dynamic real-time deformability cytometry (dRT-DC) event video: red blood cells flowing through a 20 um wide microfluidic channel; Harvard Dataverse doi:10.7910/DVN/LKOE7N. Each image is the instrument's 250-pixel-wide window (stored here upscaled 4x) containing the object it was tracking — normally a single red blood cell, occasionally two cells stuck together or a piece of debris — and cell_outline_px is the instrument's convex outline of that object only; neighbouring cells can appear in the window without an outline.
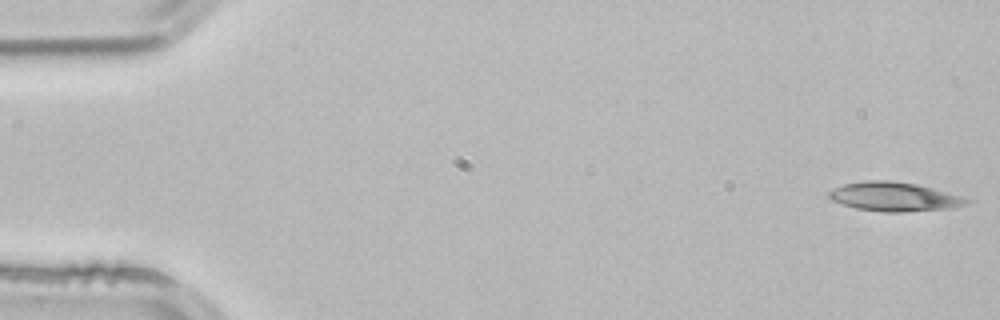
{"species": "common noctule bat (a hibernating species)", "species_latin": "Nyctalus noctula", "temperature_condition": "room temperature", "stored_images_in_passage": 4, "camera_frame_rate_fps": 3000, "um_per_image_px": 0.085, "animal": {"sex": "male", "body_mass_g": 21.5, "forearm_length_mm": 52.0}, "frame": {"image": 1, "passage_image": 1, "time_ms": 0.0, "image_size_px": [1000, 320], "cell_outline_px": [[972, 200], [968, 204], [952, 208], [904, 212], [884, 212], [856, 208], [832, 200], [828, 196], [828, 192], [844, 184], [868, 180], [888, 180], [916, 184], [932, 188], [960, 196]], "centroid_in_image_um": [76.03, 16.72], "position_along_channel_um": 9.0, "area_um2": 23.06}}